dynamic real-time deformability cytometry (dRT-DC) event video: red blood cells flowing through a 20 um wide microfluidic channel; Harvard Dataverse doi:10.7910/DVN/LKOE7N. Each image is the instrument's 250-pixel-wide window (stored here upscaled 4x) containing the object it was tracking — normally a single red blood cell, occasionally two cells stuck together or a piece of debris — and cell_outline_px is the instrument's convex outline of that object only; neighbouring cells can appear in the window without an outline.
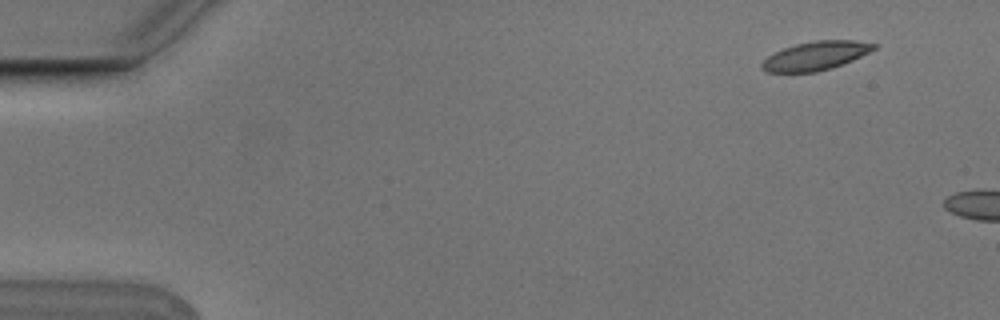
{"species": "Egyptian fruit bat (a non-hibernating species)", "species_latin": "Rousettus aegyptiacus", "temperature_condition": "cold", "stored_images_in_passage": 3, "camera_frame_rate_fps": 3000, "um_per_image_px": 0.085, "animal": {"sex": "male"}, "frame": {"image": 1, "passage_image": 1, "time_ms": 0.0, "image_size_px": [1000, 320], "cell_outline_px": [[876, 48], [852, 60], [832, 68], [816, 72], [768, 72], [760, 68], [760, 64], [768, 56], [784, 48], [796, 44], [816, 40], [856, 40], [876, 44]], "centroid_in_image_um": [69.32, 4.74], "position_along_channel_um": 15.7, "area_um2": 18.55}}